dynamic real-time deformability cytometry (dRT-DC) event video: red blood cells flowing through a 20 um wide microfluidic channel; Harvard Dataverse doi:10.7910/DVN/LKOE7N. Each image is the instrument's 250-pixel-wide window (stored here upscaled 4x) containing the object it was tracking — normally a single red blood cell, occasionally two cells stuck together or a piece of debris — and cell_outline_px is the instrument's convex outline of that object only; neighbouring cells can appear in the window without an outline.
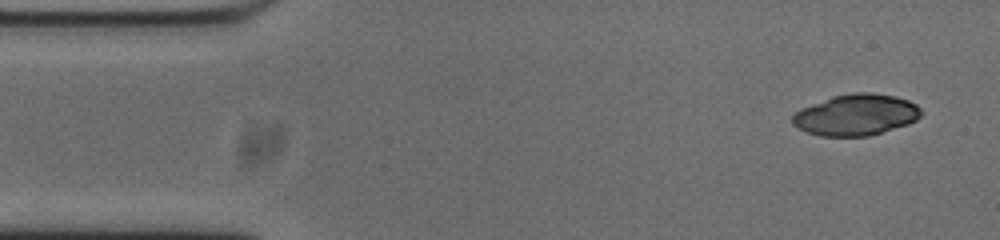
{"species": "common noctule bat (a hibernating species)", "species_latin": "Nyctalus noctula", "temperature_condition": "cold", "stored_images_in_passage": 50, "camera_frame_rate_fps": 3000, "um_per_image_px": 0.085, "animal": {"sex": "male", "body_mass_g": 20.0, "forearm_length_mm": 53.3}, "frame": {"image": 1, "passage_image": 1, "time_ms": 0.0, "image_size_px": [1000, 240], "cell_outline_px": [[920, 116], [916, 120], [908, 124], [868, 136], [820, 136], [808, 132], [792, 124], [792, 116], [796, 112], [804, 108], [832, 96], [852, 92], [872, 92], [896, 96], [908, 100], [916, 104], [920, 108]], "centroid_in_image_um": [72.78, 9.75], "position_along_channel_um": 12.2, "area_um2": 30.69}}